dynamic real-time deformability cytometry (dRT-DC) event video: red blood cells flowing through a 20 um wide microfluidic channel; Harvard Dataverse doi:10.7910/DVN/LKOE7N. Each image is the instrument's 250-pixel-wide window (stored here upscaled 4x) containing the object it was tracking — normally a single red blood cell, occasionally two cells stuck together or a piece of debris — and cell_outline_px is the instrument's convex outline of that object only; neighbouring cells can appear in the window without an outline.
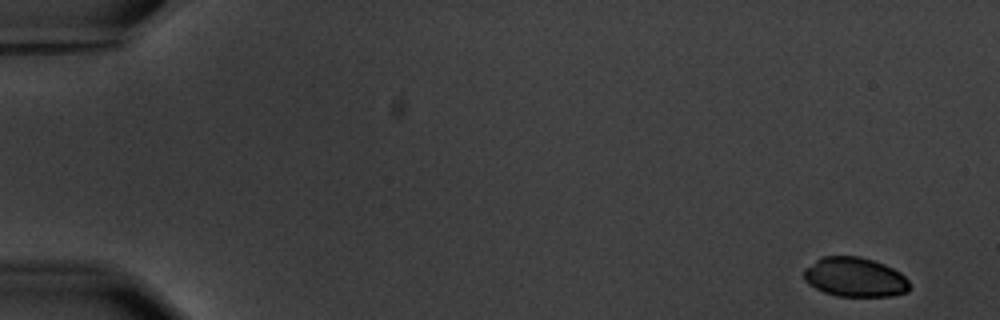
{"species": "common noctule bat (a hibernating species)", "species_latin": "Nyctalus noctula", "temperature_condition": "warm", "stored_images_in_passage": 5, "camera_frame_rate_fps": 3000, "um_per_image_px": 0.085, "animal": {"sex": "male", "body_mass_g": 20.1, "forearm_length_mm": 53.5}, "frame": {"image": 1, "passage_image": 1, "time_ms": 0.0, "image_size_px": [1000, 320], "cell_outline_px": [[908, 292], [892, 296], [836, 296], [824, 292], [808, 284], [804, 280], [804, 268], [820, 256], [860, 256], [884, 264], [900, 272], [908, 280]], "centroid_in_image_um": [72.63, 23.55], "position_along_channel_um": 12.4, "area_um2": 24.39}}